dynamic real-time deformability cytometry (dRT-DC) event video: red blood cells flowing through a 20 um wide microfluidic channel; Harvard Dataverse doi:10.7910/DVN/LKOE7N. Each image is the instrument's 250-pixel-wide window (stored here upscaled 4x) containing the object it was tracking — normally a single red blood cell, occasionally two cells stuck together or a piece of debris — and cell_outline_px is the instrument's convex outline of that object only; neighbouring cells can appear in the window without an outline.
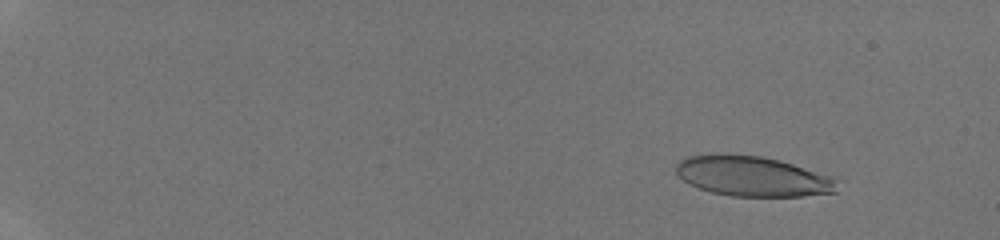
{"species": "human", "species_latin": "Homo sapiens", "temperature_condition": "room temperature", "stored_images_in_passage": 33, "camera_frame_rate_fps": 3000, "um_per_image_px": 0.085, "donor": {"sex": "male"}, "frame": {"image": 1, "passage_image": 3, "time_ms": 1.667, "image_size_px": [1000, 240], "cell_outline_px": [[836, 192], [804, 196], [732, 196], [712, 192], [688, 184], [676, 172], [676, 164], [680, 160], [688, 156], [712, 152], [724, 152], [764, 156], [780, 160], [836, 176]], "centroid_in_image_um": [63.97, 14.95], "position_along_channel_um": 21.0, "area_um2": 38.44}}
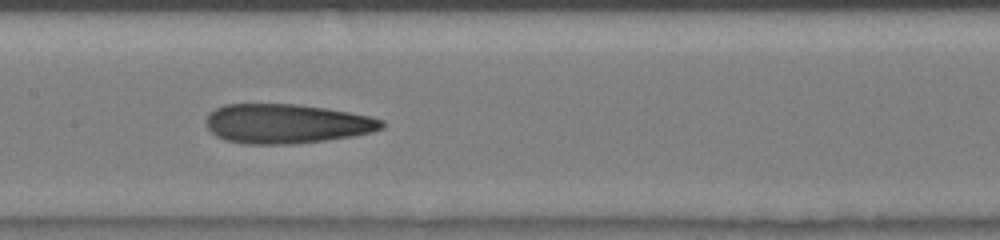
{"frame": {"image": 2, "passage_image": 16, "time_ms": 9.667, "image_size_px": [1000, 240], "cell_outline_px": [[384, 128], [372, 132], [352, 136], [324, 140], [288, 144], [244, 144], [224, 140], [216, 136], [208, 128], [204, 120], [216, 108], [224, 104], [296, 104], [324, 108], [348, 112], [368, 116], [384, 120]], "centroid_in_image_um": [24.33, 10.52], "position_along_channel_um": 183.1, "area_um2": 40.23}}
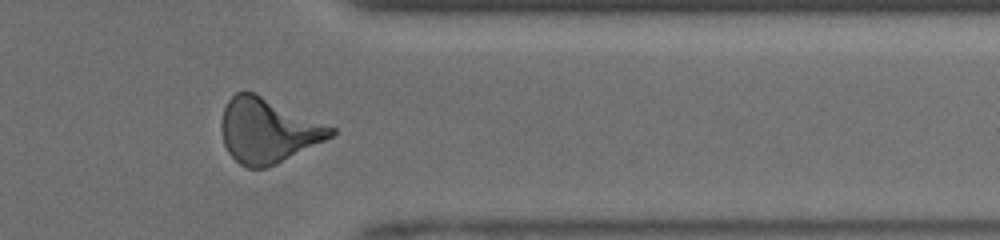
{"frame": {"image": 3, "passage_image": 30, "time_ms": 14.667, "image_size_px": [1000, 240], "cell_outline_px": [[336, 132], [332, 136], [268, 168], [248, 168], [240, 164], [228, 152], [224, 144], [220, 128], [220, 124], [224, 108], [228, 100], [236, 92], [256, 92], [336, 128]], "centroid_in_image_um": [22.74, 11.08], "position_along_channel_um": 388.7, "area_um2": 41.15}, "authors_computed_cell_mechanics": {"area_um2": 39.1884, "velocity_mm_per_s": 4.1635, "shape_relaxation_time_tau1_ms": null, "shape_relaxation_time_tau2_ms": 1.5274, "deformation_change_tau1": null, "deformation_change_tau2": 0.1142}}